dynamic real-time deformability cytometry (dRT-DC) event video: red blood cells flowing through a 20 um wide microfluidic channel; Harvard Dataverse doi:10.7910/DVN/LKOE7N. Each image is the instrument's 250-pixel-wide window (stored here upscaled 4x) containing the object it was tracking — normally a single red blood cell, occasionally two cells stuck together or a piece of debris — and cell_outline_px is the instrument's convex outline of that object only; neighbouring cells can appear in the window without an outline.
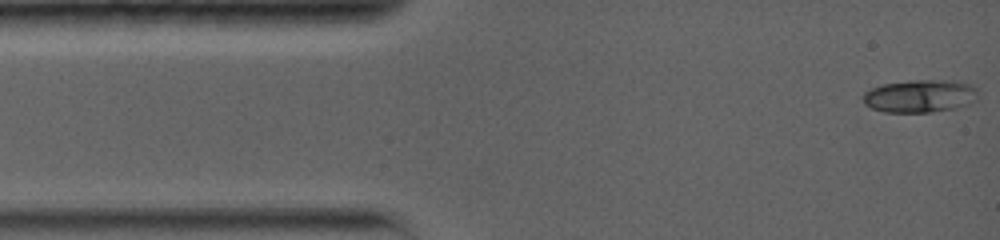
{"species": "common noctule bat (a hibernating species)", "species_latin": "Nyctalus noctula", "temperature_condition": "warm", "stored_images_in_passage": 5, "camera_frame_rate_fps": 5000, "um_per_image_px": 0.085, "animal": {"sex": "female", "body_mass_g": 19.0, "forearm_length_mm": 56.7}, "frame": {"image": 1, "passage_image": 1, "time_ms": 0.0, "image_size_px": [1000, 240], "cell_outline_px": [[976, 100], [968, 104], [952, 108], [932, 112], [884, 112], [872, 108], [864, 104], [860, 96], [864, 92], [872, 88], [884, 84], [912, 80], [948, 80], [972, 84], [976, 88]], "centroid_in_image_um": [78.16, 8.16], "position_along_channel_um": 6.8, "area_um2": 21.96}}